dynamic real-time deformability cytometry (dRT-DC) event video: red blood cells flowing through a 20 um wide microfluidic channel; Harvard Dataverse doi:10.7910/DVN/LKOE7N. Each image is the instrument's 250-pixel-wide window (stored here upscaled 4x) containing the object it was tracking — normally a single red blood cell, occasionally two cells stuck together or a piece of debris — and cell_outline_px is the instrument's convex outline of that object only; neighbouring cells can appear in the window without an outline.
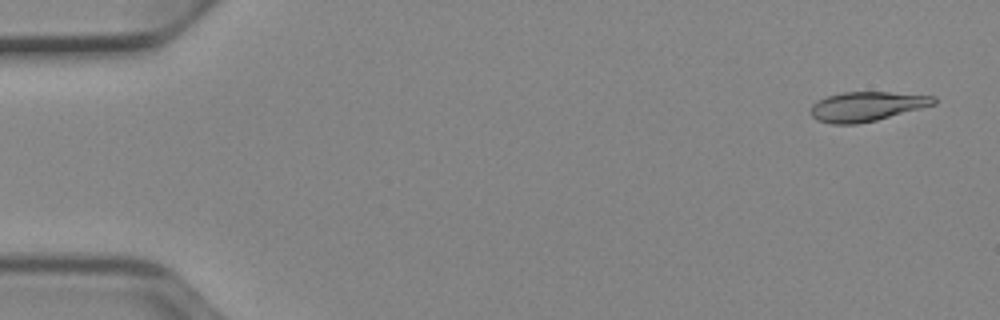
{"species": "Egyptian fruit bat (a non-hibernating species)", "species_latin": "Rousettus aegyptiacus", "temperature_condition": "cold", "stored_images_in_passage": 51, "camera_frame_rate_fps": 3000, "um_per_image_px": 0.085, "animal": {"sex": "female"}, "frame": {"image": 1, "passage_image": 2, "time_ms": 0.333, "image_size_px": [1000, 320], "cell_outline_px": [[936, 104], [876, 120], [856, 124], [832, 124], [816, 120], [812, 116], [812, 104], [828, 96], [844, 92], [888, 92], [936, 96]], "centroid_in_image_um": [73.69, 9.05], "position_along_channel_um": 11.3, "area_um2": 20.92}}
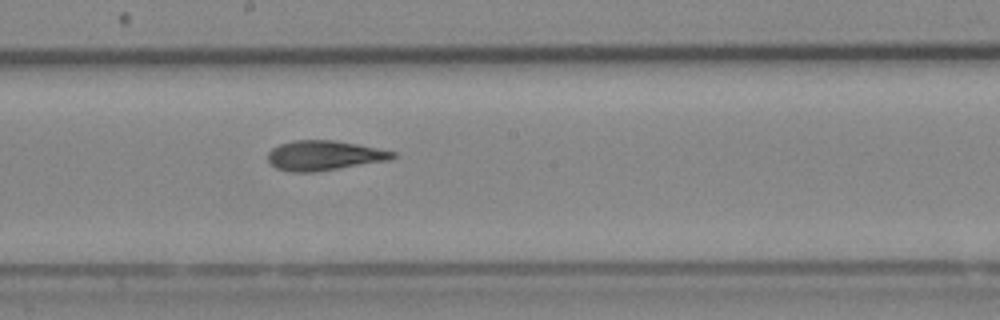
{"frame": {"image": 2, "passage_image": 28, "time_ms": 9.0, "image_size_px": [1000, 320], "cell_outline_px": [[396, 156], [388, 160], [316, 172], [288, 172], [276, 168], [268, 160], [268, 152], [272, 148], [280, 144], [292, 140], [332, 140], [356, 144], [396, 152]], "centroid_in_image_um": [27.51, 13.22], "position_along_channel_um": 220.7, "area_um2": 21.56}}
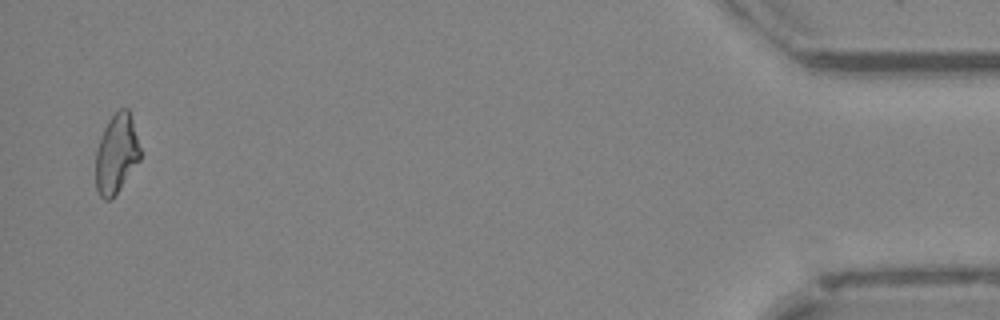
{"frame": {"image": 3, "passage_image": 50, "time_ms": 16.333, "image_size_px": [1000, 320], "cell_outline_px": [[140, 160], [112, 200], [104, 200], [100, 196], [96, 188], [96, 152], [104, 128], [108, 120], [120, 108], [128, 108], [132, 120], [140, 148]], "centroid_in_image_um": [9.89, 13.11], "position_along_channel_um": 425.3, "area_um2": 20.4}, "authors_computed_cell_mechanics": {"area_um2": 21.5016, "velocity_mm_per_s": 3.9287, "shape_relaxation_time_tau1_ms": 10.369, "shape_relaxation_time_tau2_ms": 2.3967, "deformation_change_tau1": 0.2725, "deformation_change_tau2": 0.1126}}